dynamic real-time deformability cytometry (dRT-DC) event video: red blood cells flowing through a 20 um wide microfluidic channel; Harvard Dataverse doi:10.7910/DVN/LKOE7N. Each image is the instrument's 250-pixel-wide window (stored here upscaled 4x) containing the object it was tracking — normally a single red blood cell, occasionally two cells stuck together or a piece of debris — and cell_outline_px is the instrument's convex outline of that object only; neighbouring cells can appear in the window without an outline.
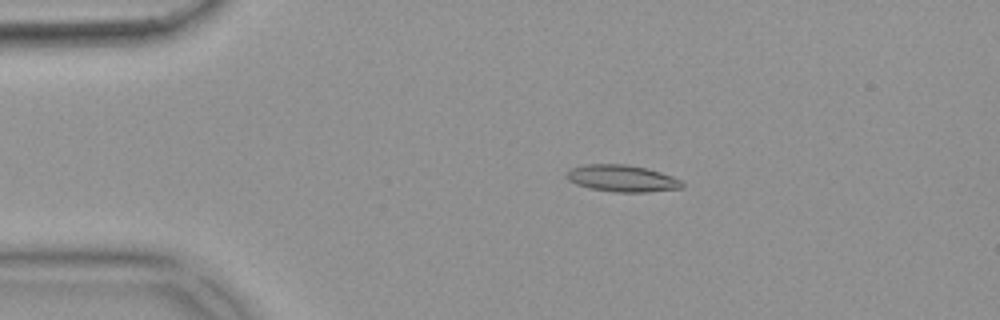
{"species": "common noctule bat (a hibernating species)", "species_latin": "Nyctalus noctula", "temperature_condition": "warm", "stored_images_in_passage": 41, "camera_frame_rate_fps": 3000, "um_per_image_px": 0.085, "animal": {"sex": "female", "body_mass_g": 18.4}, "frame": {"image": 1, "passage_image": 11, "time_ms": 3.333, "image_size_px": [1000, 320], "cell_outline_px": [[684, 184], [680, 188], [648, 192], [612, 192], [588, 188], [576, 184], [568, 180], [568, 172], [572, 168], [588, 164], [628, 164], [660, 172], [672, 176], [680, 180]], "centroid_in_image_um": [52.88, 15.17], "position_along_channel_um": 32.1, "area_um2": 17.86}}
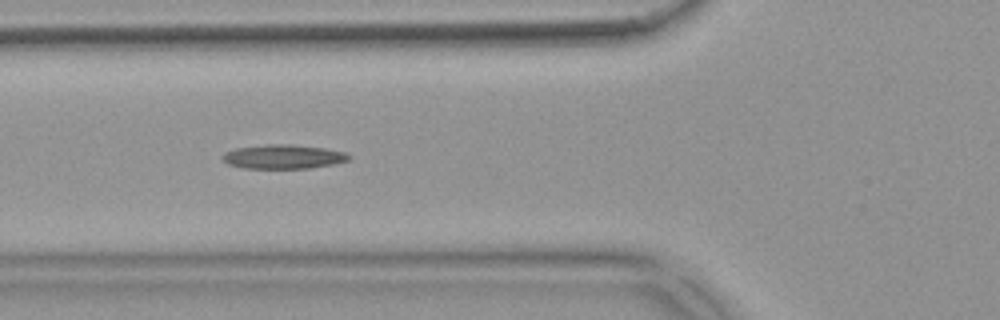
{"frame": {"image": 2, "passage_image": 20, "time_ms": 6.333, "image_size_px": [1000, 320], "cell_outline_px": [[352, 156], [348, 160], [332, 164], [308, 168], [240, 168], [228, 164], [220, 156], [224, 152], [236, 148], [268, 144], [292, 144], [324, 148], [344, 152]], "centroid_in_image_um": [24.04, 13.31], "position_along_channel_um": 101.8, "area_um2": 17.74}}
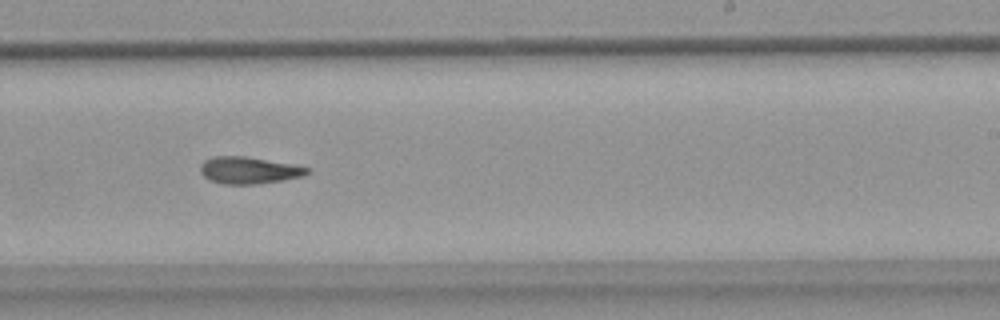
{"frame": {"image": 3, "passage_image": 33, "time_ms": 10.667, "image_size_px": [1000, 320], "cell_outline_px": [[312, 168], [304, 176], [256, 184], [224, 184], [208, 180], [200, 172], [200, 164], [204, 160], [212, 156], [244, 156], [292, 164]], "centroid_in_image_um": [21.12, 14.47], "position_along_channel_um": 267.9, "area_um2": 16.76}}